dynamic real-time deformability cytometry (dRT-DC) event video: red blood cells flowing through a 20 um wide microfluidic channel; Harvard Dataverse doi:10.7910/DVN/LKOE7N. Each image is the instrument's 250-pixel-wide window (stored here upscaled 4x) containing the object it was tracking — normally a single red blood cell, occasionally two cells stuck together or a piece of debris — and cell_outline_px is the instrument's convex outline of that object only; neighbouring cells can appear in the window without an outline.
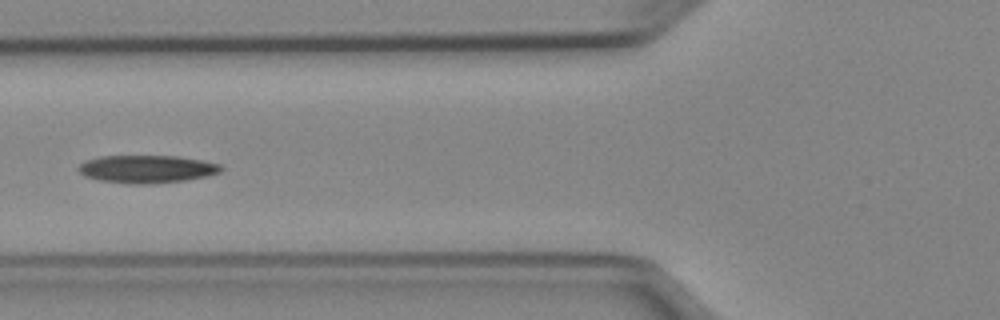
{"species": "Egyptian fruit bat (a non-hibernating species)", "species_latin": "Rousettus aegyptiacus", "temperature_condition": "cold", "stored_images_in_passage": 37, "camera_frame_rate_fps": 3000, "um_per_image_px": 0.085, "animal": {"sex": "female"}, "frame": {"image": 1, "passage_image": 6, "time_ms": 1.667, "image_size_px": [1000, 320], "cell_outline_px": [[224, 168], [220, 172], [208, 176], [184, 180], [156, 184], [132, 184], [96, 180], [84, 176], [76, 168], [84, 160], [100, 156], [176, 156], [204, 160], [220, 164]], "centroid_in_image_um": [12.47, 14.37], "position_along_channel_um": 113.3, "area_um2": 23.41}}
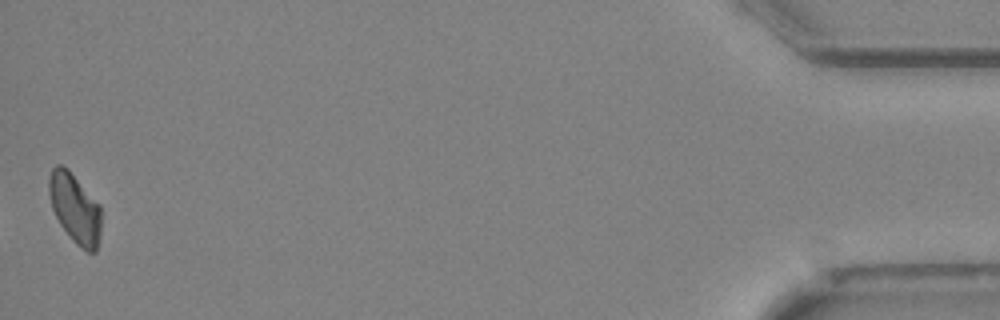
{"frame": {"image": 2, "passage_image": 37, "time_ms": 12.0, "image_size_px": [1000, 320], "cell_outline_px": [[100, 236], [96, 252], [88, 252], [80, 248], [72, 240], [60, 224], [52, 208], [48, 192], [48, 180], [52, 168], [56, 164], [64, 164], [68, 168], [100, 204]], "centroid_in_image_um": [6.36, 17.68], "position_along_channel_um": 428.8, "area_um2": 21.44}, "authors_computed_cell_mechanics": {"area_um2": 22.3108, "velocity_mm_per_s": 3.9393, "shape_relaxation_time_tau1_ms": 6.4705, "shape_relaxation_time_tau2_ms": null, "deformation_change_tau1": 0.1741, "deformation_change_tau2": null}}